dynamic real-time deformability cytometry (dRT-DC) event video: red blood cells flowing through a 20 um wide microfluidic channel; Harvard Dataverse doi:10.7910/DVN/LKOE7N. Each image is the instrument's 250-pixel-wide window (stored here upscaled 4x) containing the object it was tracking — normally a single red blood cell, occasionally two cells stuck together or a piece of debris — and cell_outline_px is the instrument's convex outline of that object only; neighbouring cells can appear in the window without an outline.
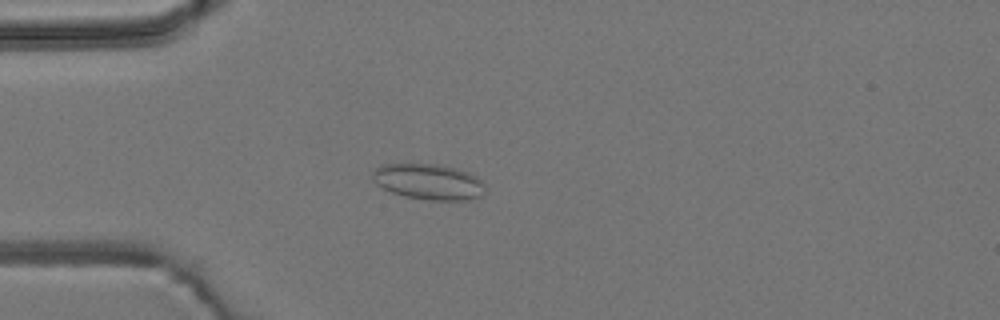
{"species": "common noctule bat (a hibernating species)", "species_latin": "Nyctalus noctula", "temperature_condition": "room temperature", "stored_images_in_passage": 5, "camera_frame_rate_fps": 3000, "um_per_image_px": 0.085, "animal": {"sex": "male", "body_mass_g": 19.2, "forearm_length_mm": 51.8}, "frame": {"image": 1, "passage_image": 4, "time_ms": 3.667, "image_size_px": [1000, 320], "cell_outline_px": [[484, 192], [480, 196], [472, 200], [428, 200], [404, 196], [392, 192], [376, 184], [372, 180], [372, 172], [380, 164], [440, 164], [456, 168], [468, 172], [476, 176], [484, 184]], "centroid_in_image_um": [36.42, 15.44], "position_along_channel_um": 48.6, "area_um2": 23.58}}